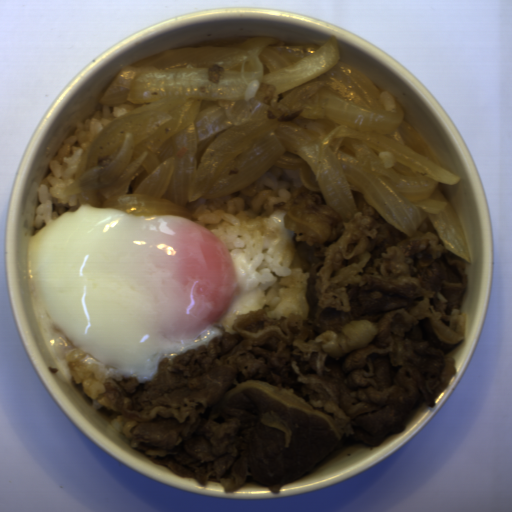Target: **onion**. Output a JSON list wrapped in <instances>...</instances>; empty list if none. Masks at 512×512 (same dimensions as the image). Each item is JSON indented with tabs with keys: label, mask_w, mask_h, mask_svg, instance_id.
I'll use <instances>...</instances> for the list:
<instances>
[{
	"label": "onion",
	"mask_w": 512,
	"mask_h": 512,
	"mask_svg": "<svg viewBox=\"0 0 512 512\" xmlns=\"http://www.w3.org/2000/svg\"><path fill=\"white\" fill-rule=\"evenodd\" d=\"M134 107L100 130L66 188L91 208L191 218L190 202L296 170L341 220L352 190L400 232L422 222L471 264L455 204L461 175L405 121L398 100L323 45L272 36L210 39L124 66L98 102Z\"/></svg>",
	"instance_id": "06740285"
}]
</instances>
